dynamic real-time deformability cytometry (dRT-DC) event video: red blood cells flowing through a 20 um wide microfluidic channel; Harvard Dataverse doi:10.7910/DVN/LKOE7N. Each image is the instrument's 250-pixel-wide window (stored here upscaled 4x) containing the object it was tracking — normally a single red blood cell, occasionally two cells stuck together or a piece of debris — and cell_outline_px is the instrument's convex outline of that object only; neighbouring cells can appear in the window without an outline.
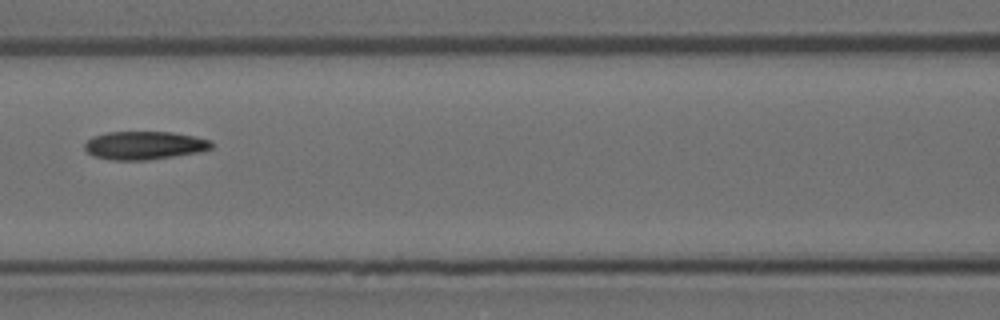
{"species": "Egyptian fruit bat (a non-hibernating species)", "species_latin": "Rousettus aegyptiacus", "temperature_condition": "room temperature", "stored_images_in_passage": 6, "camera_frame_rate_fps": 3000, "um_per_image_px": 0.085, "animal": {"sex": "female"}, "frame": {"image": 1, "passage_image": 6, "time_ms": 1.667, "image_size_px": [1000, 320], "cell_outline_px": [[212, 148], [200, 152], [148, 160], [112, 160], [96, 156], [88, 152], [84, 148], [84, 144], [92, 136], [108, 132], [172, 132], [192, 136], [208, 140], [212, 144]], "centroid_in_image_um": [12.25, 12.36], "position_along_channel_um": 154.3, "area_um2": 20.69}}